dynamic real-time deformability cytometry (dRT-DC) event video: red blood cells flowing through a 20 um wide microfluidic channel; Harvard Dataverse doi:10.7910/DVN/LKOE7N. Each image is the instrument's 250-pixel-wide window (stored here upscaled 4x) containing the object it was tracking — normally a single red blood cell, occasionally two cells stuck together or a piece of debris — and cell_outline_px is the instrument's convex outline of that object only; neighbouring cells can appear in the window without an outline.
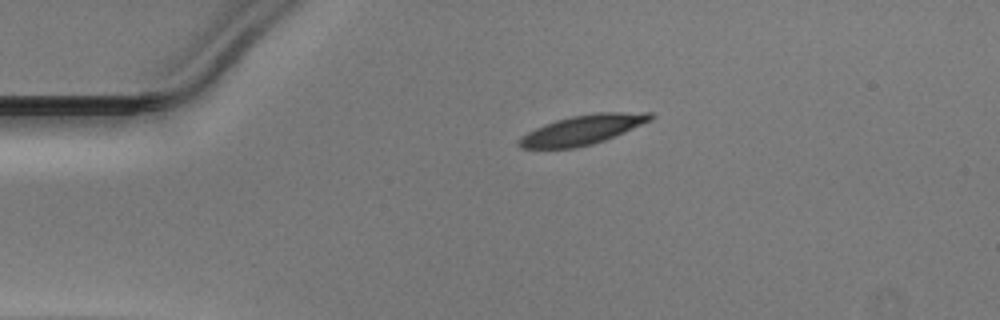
{"species": "Egyptian fruit bat (a non-hibernating species)", "species_latin": "Rousettus aegyptiacus", "temperature_condition": "warm", "stored_images_in_passage": 41, "camera_frame_rate_fps": 3000, "um_per_image_px": 0.085, "animal": {"sex": "male"}, "frame": {"image": 1, "passage_image": 1, "time_ms": 0.0, "image_size_px": [1000, 320], "cell_outline_px": [[656, 116], [652, 120], [624, 132], [604, 140], [592, 144], [576, 148], [520, 148], [516, 144], [528, 132], [544, 124], [556, 120], [572, 116], [596, 112], [652, 112]], "centroid_in_image_um": [49.57, 11.02], "position_along_channel_um": 35.4, "area_um2": 22.48}}
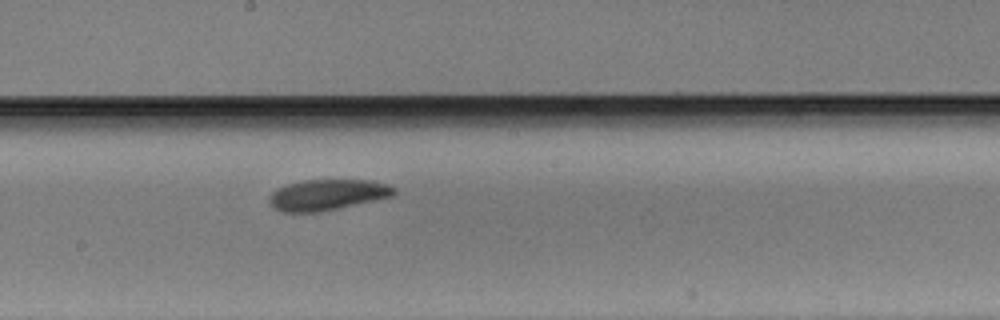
{"frame": {"image": 2, "passage_image": 18, "time_ms": 5.667, "image_size_px": [1000, 320], "cell_outline_px": [[396, 192], [392, 196], [376, 200], [340, 208], [320, 212], [280, 212], [272, 208], [268, 200], [268, 196], [276, 188], [284, 184], [304, 180], [368, 180], [388, 184], [396, 188]], "centroid_in_image_um": [27.77, 16.56], "position_along_channel_um": 220.4, "area_um2": 22.77}}
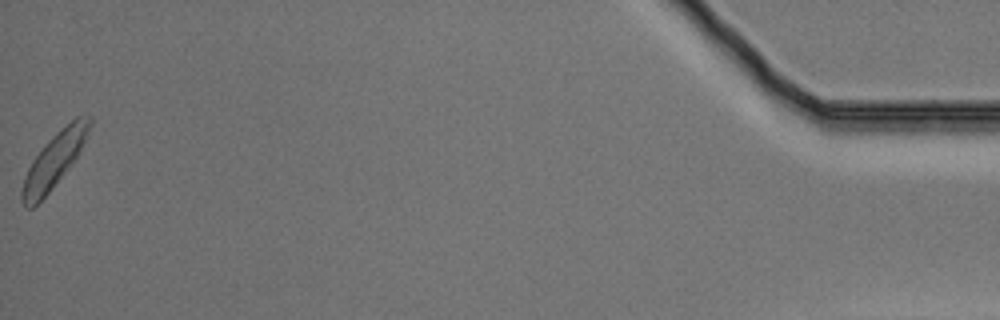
{"frame": {"image": 3, "passage_image": 41, "time_ms": 13.333, "image_size_px": [1000, 320], "cell_outline_px": [[92, 124], [72, 164], [52, 188], [32, 208], [28, 208], [20, 200], [20, 192], [28, 168], [32, 160], [44, 144], [56, 132], [76, 116], [92, 116]], "centroid_in_image_um": [4.59, 13.6], "position_along_channel_um": 430.6, "area_um2": 21.04}}